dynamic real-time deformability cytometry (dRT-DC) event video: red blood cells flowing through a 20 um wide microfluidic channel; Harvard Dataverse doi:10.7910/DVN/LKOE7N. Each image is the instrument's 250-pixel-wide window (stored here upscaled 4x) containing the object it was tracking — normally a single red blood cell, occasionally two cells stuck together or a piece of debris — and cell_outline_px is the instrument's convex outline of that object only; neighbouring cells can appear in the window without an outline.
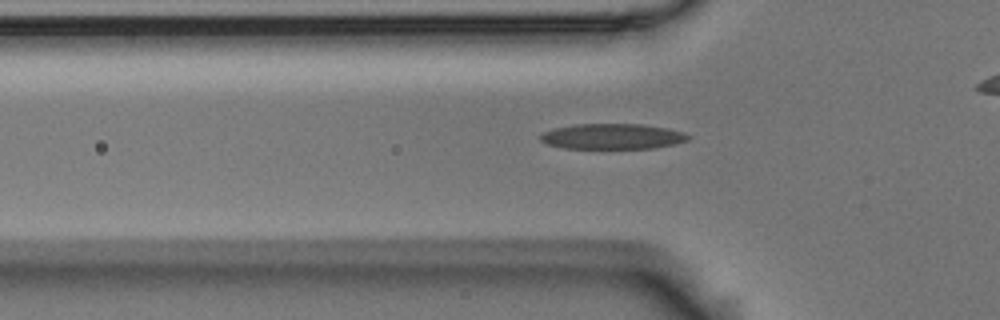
{"species": "Egyptian fruit bat (a non-hibernating species)", "species_latin": "Rousettus aegyptiacus", "temperature_condition": "room temperature", "stored_images_in_passage": 31, "camera_frame_rate_fps": 3000, "um_per_image_px": 0.085, "animal": {"sex": "male"}, "frame": {"image": 1, "passage_image": 4, "time_ms": 1.0, "image_size_px": [1000, 320], "cell_outline_px": [[688, 140], [656, 148], [564, 148], [548, 144], [540, 140], [540, 132], [552, 128], [576, 124], [640, 124], [664, 128], [684, 132], [688, 136]], "centroid_in_image_um": [51.98, 11.59], "position_along_channel_um": 73.8, "area_um2": 21.79}}
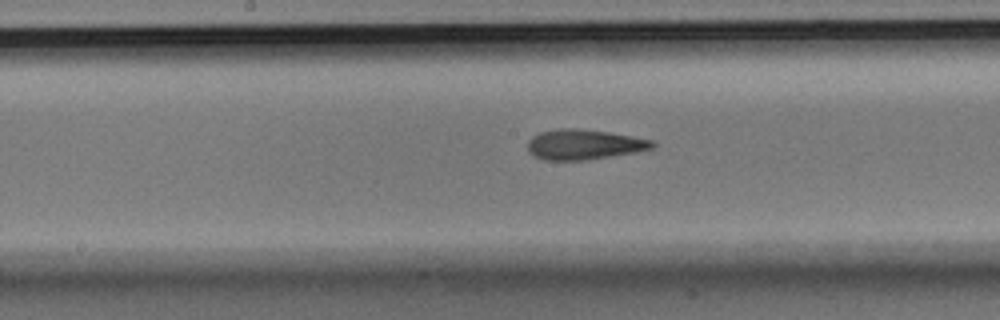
{"frame": {"image": 2, "passage_image": 14, "time_ms": 4.333, "image_size_px": [1000, 320], "cell_outline_px": [[656, 144], [652, 148], [632, 152], [584, 160], [544, 160], [532, 156], [528, 152], [528, 140], [532, 136], [540, 132], [560, 128], [576, 128], [608, 132], [632, 136], [652, 140]], "centroid_in_image_um": [49.57, 12.27], "position_along_channel_um": 198.6, "area_um2": 21.73}}
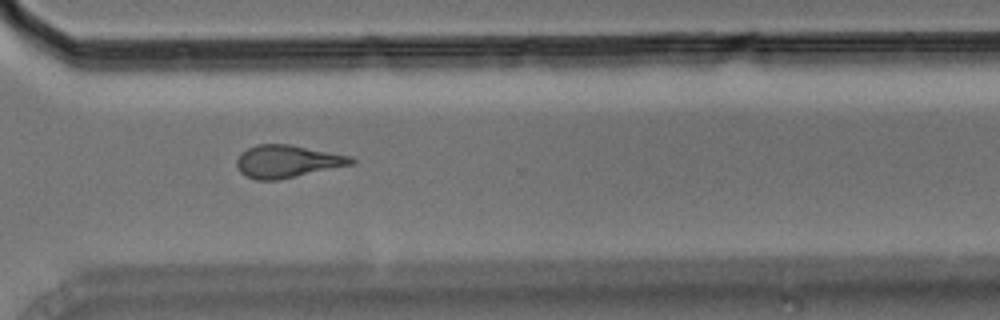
{"frame": {"image": 3, "passage_image": 26, "time_ms": 8.333, "image_size_px": [1000, 320], "cell_outline_px": [[356, 160], [352, 164], [276, 180], [256, 180], [240, 172], [236, 168], [236, 160], [248, 148], [256, 144], [288, 144], [352, 156]], "centroid_in_image_um": [24.4, 13.71], "position_along_channel_um": 346.2, "area_um2": 21.39}}